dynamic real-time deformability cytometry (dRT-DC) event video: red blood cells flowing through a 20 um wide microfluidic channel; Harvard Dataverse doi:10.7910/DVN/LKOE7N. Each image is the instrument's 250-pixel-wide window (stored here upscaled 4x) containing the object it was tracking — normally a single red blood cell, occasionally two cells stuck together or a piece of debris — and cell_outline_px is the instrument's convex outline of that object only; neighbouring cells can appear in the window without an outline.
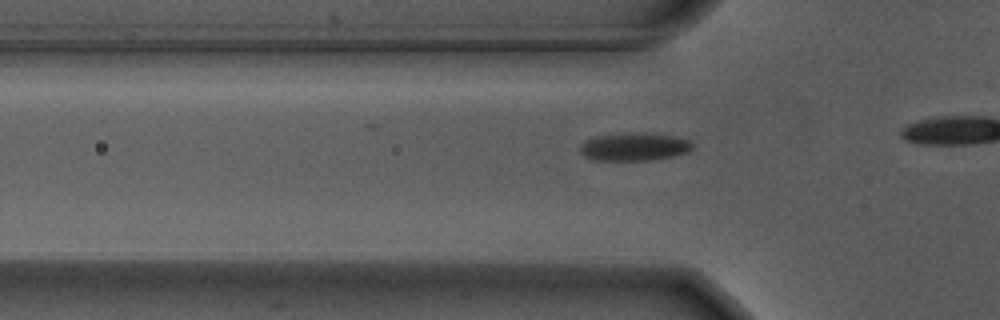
{"species": "Egyptian fruit bat (a non-hibernating species)", "species_latin": "Rousettus aegyptiacus", "temperature_condition": "warm", "stored_images_in_passage": 20, "camera_frame_rate_fps": 3000, "um_per_image_px": 0.085, "animal": {"sex": "male"}, "frame": {"image": 1, "passage_image": 14, "time_ms": 4.333, "image_size_px": [1000, 320], "cell_outline_px": [[692, 148], [688, 152], [672, 156], [652, 160], [592, 160], [584, 156], [580, 152], [580, 144], [588, 140], [600, 136], [672, 136], [688, 140], [692, 144]], "centroid_in_image_um": [53.89, 12.55], "position_along_channel_um": 71.9, "area_um2": 16.94}}
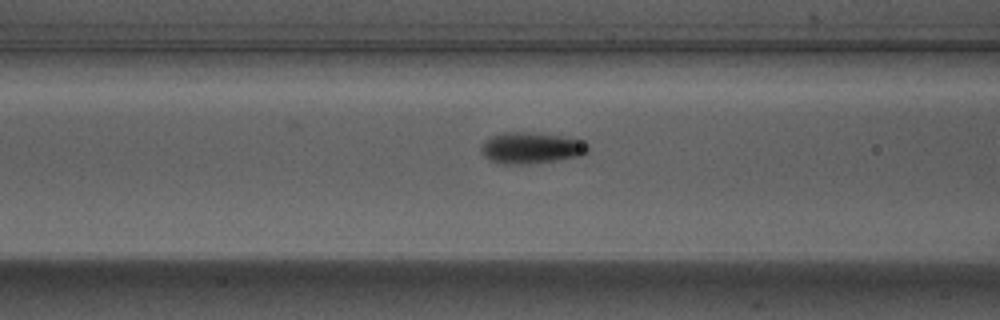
{"frame": {"image": 2, "passage_image": 18, "time_ms": 5.667, "image_size_px": [1000, 320], "cell_outline_px": [[588, 152], [580, 156], [556, 160], [528, 164], [504, 164], [492, 160], [484, 156], [480, 148], [484, 140], [492, 136], [504, 132], [532, 132], [560, 136], [584, 140], [588, 148]], "centroid_in_image_um": [45.15, 12.57], "position_along_channel_um": 121.5, "area_um2": 19.42}}